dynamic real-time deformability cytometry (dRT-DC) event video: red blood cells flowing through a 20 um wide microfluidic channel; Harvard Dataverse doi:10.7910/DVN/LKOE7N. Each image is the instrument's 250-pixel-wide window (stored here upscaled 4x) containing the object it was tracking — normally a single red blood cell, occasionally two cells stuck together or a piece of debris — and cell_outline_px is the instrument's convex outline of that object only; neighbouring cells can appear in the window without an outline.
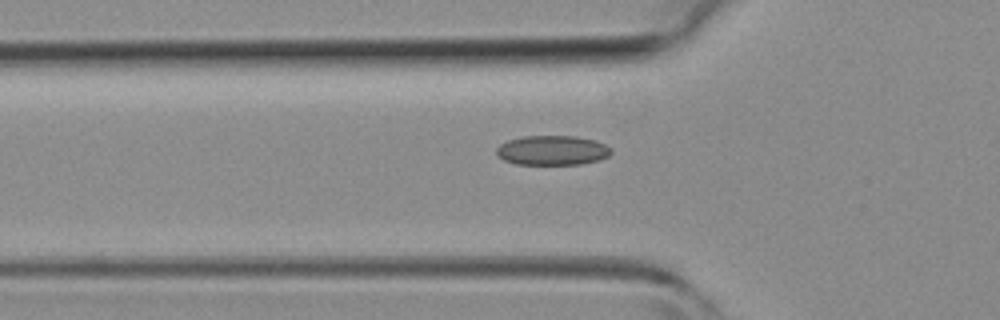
{"species": "common noctule bat (a hibernating species)", "species_latin": "Nyctalus noctula", "temperature_condition": "room temperature", "stored_images_in_passage": 16, "camera_frame_rate_fps": 3000, "um_per_image_px": 0.085, "animal": {"sex": "female", "body_mass_g": 19.3, "forearm_length_mm": 54.1}, "frame": {"image": 1, "passage_image": 7, "time_ms": 2.0, "image_size_px": [1000, 320], "cell_outline_px": [[612, 152], [608, 156], [600, 160], [580, 164], [516, 164], [504, 160], [496, 156], [496, 148], [500, 144], [508, 140], [524, 136], [576, 136], [596, 140], [612, 148]], "centroid_in_image_um": [46.95, 12.78], "position_along_channel_um": 78.8, "area_um2": 19.94}}
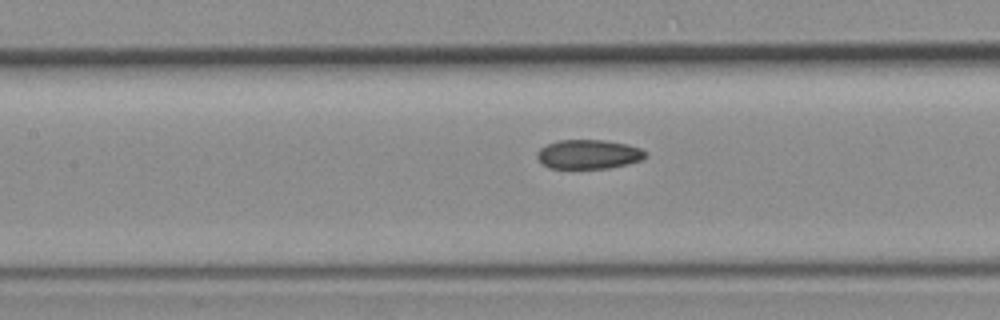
{"frame": {"image": 2, "passage_image": 12, "time_ms": 3.667, "image_size_px": [1000, 320], "cell_outline_px": [[648, 156], [640, 160], [628, 164], [608, 168], [548, 168], [536, 156], [536, 152], [540, 148], [556, 140], [604, 140], [628, 144], [640, 148], [648, 152]], "centroid_in_image_um": [50.05, 13.11], "position_along_channel_um": 157.3, "area_um2": 18.55}}
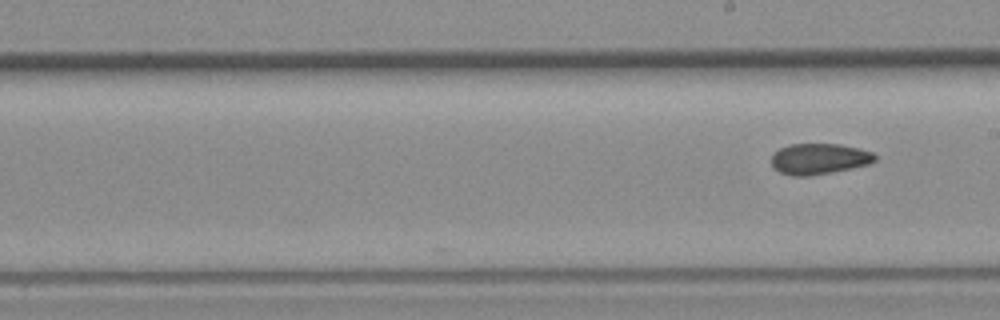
{"frame": {"image": 3, "passage_image": 16, "time_ms": 5.0, "image_size_px": [1000, 320], "cell_outline_px": [[876, 160], [868, 164], [808, 176], [792, 176], [780, 172], [772, 164], [772, 152], [788, 144], [840, 144], [872, 152], [876, 156]], "centroid_in_image_um": [69.58, 13.49], "position_along_channel_um": 219.4, "area_um2": 18.32}}